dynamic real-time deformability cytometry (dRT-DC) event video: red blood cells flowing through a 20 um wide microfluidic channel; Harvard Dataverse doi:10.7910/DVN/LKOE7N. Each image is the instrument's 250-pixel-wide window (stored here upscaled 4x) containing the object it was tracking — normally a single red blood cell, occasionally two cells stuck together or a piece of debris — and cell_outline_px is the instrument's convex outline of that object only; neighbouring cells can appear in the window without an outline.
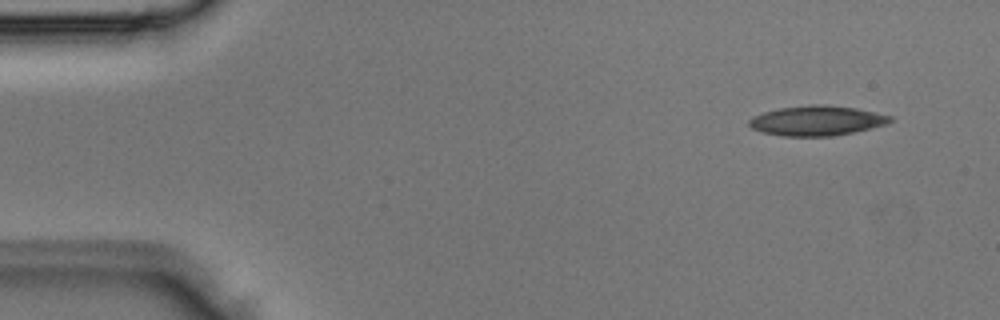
{"species": "Egyptian fruit bat (a non-hibernating species)", "species_latin": "Rousettus aegyptiacus", "temperature_condition": "room temperature", "stored_images_in_passage": 4, "segment_of_instrument_passage": [1, 2], "camera_frame_rate_fps": 3000, "um_per_image_px": 0.085, "animal": {"sex": "male"}, "frame": {"image": 1, "passage_image": 1, "time_ms": 0.0, "image_size_px": [1000, 320], "cell_outline_px": [[892, 120], [888, 124], [872, 128], [832, 136], [784, 136], [764, 132], [752, 128], [748, 124], [748, 120], [752, 116], [764, 112], [780, 108], [808, 104], [828, 104], [856, 108], [892, 116]], "centroid_in_image_um": [69.44, 10.24], "position_along_channel_um": 15.6, "area_um2": 24.62}}
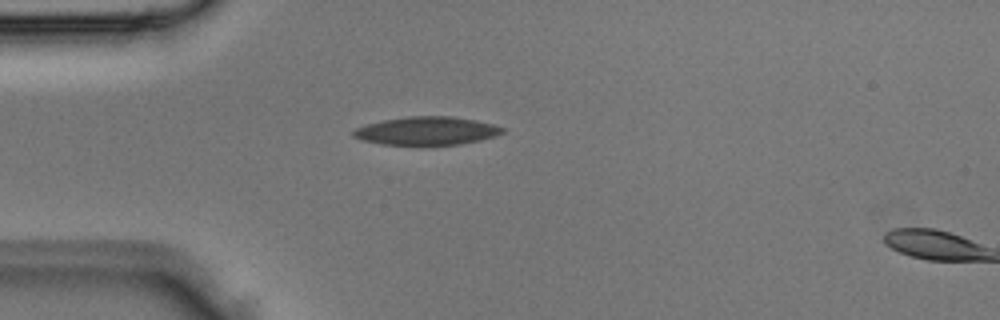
{"frame": {"image": 2, "passage_image": 3, "time_ms": 0.667, "image_size_px": [1000, 320], "cell_outline_px": [[504, 132], [496, 136], [480, 140], [460, 144], [380, 144], [360, 140], [352, 136], [352, 132], [356, 128], [368, 124], [384, 120], [408, 116], [452, 116], [476, 120], [492, 124], [504, 128]], "centroid_in_image_um": [36.27, 11.11], "position_along_channel_um": 48.7, "area_um2": 24.33}}